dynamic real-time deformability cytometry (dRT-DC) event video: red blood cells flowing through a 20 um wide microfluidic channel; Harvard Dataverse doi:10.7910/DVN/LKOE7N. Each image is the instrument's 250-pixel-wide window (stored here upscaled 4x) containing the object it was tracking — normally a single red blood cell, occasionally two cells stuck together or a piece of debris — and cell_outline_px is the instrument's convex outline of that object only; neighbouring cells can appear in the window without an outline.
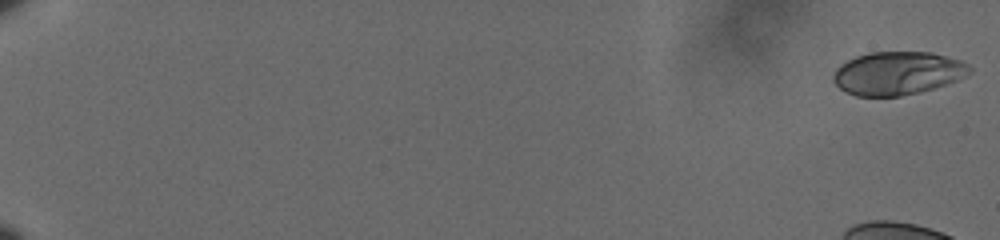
{"species": "human", "species_latin": "Homo sapiens", "temperature_condition": "cold", "stored_images_in_passage": 15, "camera_frame_rate_fps": 3000, "um_per_image_px": 0.085, "donor": {"sex": "male"}, "frame": {"image": 1, "passage_image": 1, "time_ms": 0.0, "image_size_px": [1000, 240], "cell_outline_px": [[972, 72], [956, 80], [920, 92], [900, 96], [856, 96], [840, 88], [832, 80], [832, 76], [836, 68], [840, 64], [856, 56], [868, 52], [932, 52], [960, 60], [968, 64], [972, 68]], "centroid_in_image_um": [76.28, 6.21], "position_along_channel_um": 8.7, "area_um2": 34.28}}